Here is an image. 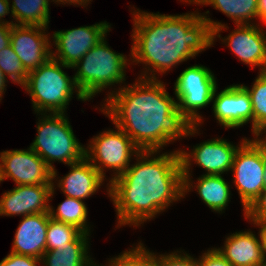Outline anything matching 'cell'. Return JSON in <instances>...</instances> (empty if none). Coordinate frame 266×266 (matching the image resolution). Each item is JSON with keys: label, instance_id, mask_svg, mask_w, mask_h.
<instances>
[{"label": "cell", "instance_id": "obj_20", "mask_svg": "<svg viewBox=\"0 0 266 266\" xmlns=\"http://www.w3.org/2000/svg\"><path fill=\"white\" fill-rule=\"evenodd\" d=\"M88 233L81 232L68 246L45 251L41 260L46 266H94L92 258L88 256Z\"/></svg>", "mask_w": 266, "mask_h": 266}, {"label": "cell", "instance_id": "obj_23", "mask_svg": "<svg viewBox=\"0 0 266 266\" xmlns=\"http://www.w3.org/2000/svg\"><path fill=\"white\" fill-rule=\"evenodd\" d=\"M196 5H211L221 11L236 25L250 24L257 18L258 0H184ZM250 21V22H249Z\"/></svg>", "mask_w": 266, "mask_h": 266}, {"label": "cell", "instance_id": "obj_19", "mask_svg": "<svg viewBox=\"0 0 266 266\" xmlns=\"http://www.w3.org/2000/svg\"><path fill=\"white\" fill-rule=\"evenodd\" d=\"M68 166L71 170L57 184L67 197L83 201L93 195L106 179L86 158Z\"/></svg>", "mask_w": 266, "mask_h": 266}, {"label": "cell", "instance_id": "obj_10", "mask_svg": "<svg viewBox=\"0 0 266 266\" xmlns=\"http://www.w3.org/2000/svg\"><path fill=\"white\" fill-rule=\"evenodd\" d=\"M238 148L226 139L215 138L197 144L190 153L179 150L183 174V196L193 188L191 173H189L192 161L204 168L207 171L206 175H221L231 171Z\"/></svg>", "mask_w": 266, "mask_h": 266}, {"label": "cell", "instance_id": "obj_27", "mask_svg": "<svg viewBox=\"0 0 266 266\" xmlns=\"http://www.w3.org/2000/svg\"><path fill=\"white\" fill-rule=\"evenodd\" d=\"M144 244L139 242L133 249L124 251L122 254L109 260V266H159L158 256L146 250Z\"/></svg>", "mask_w": 266, "mask_h": 266}, {"label": "cell", "instance_id": "obj_24", "mask_svg": "<svg viewBox=\"0 0 266 266\" xmlns=\"http://www.w3.org/2000/svg\"><path fill=\"white\" fill-rule=\"evenodd\" d=\"M66 199L60 203L56 209L50 206V217L56 221L76 226L82 232L89 234V225H87L88 211L86 204L79 199L65 196Z\"/></svg>", "mask_w": 266, "mask_h": 266}, {"label": "cell", "instance_id": "obj_34", "mask_svg": "<svg viewBox=\"0 0 266 266\" xmlns=\"http://www.w3.org/2000/svg\"><path fill=\"white\" fill-rule=\"evenodd\" d=\"M252 223L260 228L258 235L260 239L261 249H262L264 258L266 259V221L252 222Z\"/></svg>", "mask_w": 266, "mask_h": 266}, {"label": "cell", "instance_id": "obj_7", "mask_svg": "<svg viewBox=\"0 0 266 266\" xmlns=\"http://www.w3.org/2000/svg\"><path fill=\"white\" fill-rule=\"evenodd\" d=\"M216 89V78L210 69L203 65L188 67L174 85L178 110L192 125L200 126L202 117L197 111L212 102Z\"/></svg>", "mask_w": 266, "mask_h": 266}, {"label": "cell", "instance_id": "obj_1", "mask_svg": "<svg viewBox=\"0 0 266 266\" xmlns=\"http://www.w3.org/2000/svg\"><path fill=\"white\" fill-rule=\"evenodd\" d=\"M109 92L102 113L122 129L141 151H159L174 140L195 135L198 125L178 110L158 79H143ZM105 108V109H104Z\"/></svg>", "mask_w": 266, "mask_h": 266}, {"label": "cell", "instance_id": "obj_5", "mask_svg": "<svg viewBox=\"0 0 266 266\" xmlns=\"http://www.w3.org/2000/svg\"><path fill=\"white\" fill-rule=\"evenodd\" d=\"M102 38L72 68L77 69L74 80L82 96L89 100L104 88L125 81L126 55L116 53Z\"/></svg>", "mask_w": 266, "mask_h": 266}, {"label": "cell", "instance_id": "obj_22", "mask_svg": "<svg viewBox=\"0 0 266 266\" xmlns=\"http://www.w3.org/2000/svg\"><path fill=\"white\" fill-rule=\"evenodd\" d=\"M50 0H14L11 14L15 25L47 27L49 24Z\"/></svg>", "mask_w": 266, "mask_h": 266}, {"label": "cell", "instance_id": "obj_8", "mask_svg": "<svg viewBox=\"0 0 266 266\" xmlns=\"http://www.w3.org/2000/svg\"><path fill=\"white\" fill-rule=\"evenodd\" d=\"M116 128L117 131L99 133L85 148V158L104 178V168L116 171L109 183L126 171L130 166L131 156L141 151L122 129Z\"/></svg>", "mask_w": 266, "mask_h": 266}, {"label": "cell", "instance_id": "obj_9", "mask_svg": "<svg viewBox=\"0 0 266 266\" xmlns=\"http://www.w3.org/2000/svg\"><path fill=\"white\" fill-rule=\"evenodd\" d=\"M256 136V137H255ZM253 140L243 139L238 145L231 171L234 172V183L238 190L243 211L265 190L266 172L260 156V138L254 135Z\"/></svg>", "mask_w": 266, "mask_h": 266}, {"label": "cell", "instance_id": "obj_17", "mask_svg": "<svg viewBox=\"0 0 266 266\" xmlns=\"http://www.w3.org/2000/svg\"><path fill=\"white\" fill-rule=\"evenodd\" d=\"M49 218V213L24 216L16 230L11 252L41 259L46 251Z\"/></svg>", "mask_w": 266, "mask_h": 266}, {"label": "cell", "instance_id": "obj_26", "mask_svg": "<svg viewBox=\"0 0 266 266\" xmlns=\"http://www.w3.org/2000/svg\"><path fill=\"white\" fill-rule=\"evenodd\" d=\"M82 231L76 226L49 218L46 237V251L68 246Z\"/></svg>", "mask_w": 266, "mask_h": 266}, {"label": "cell", "instance_id": "obj_29", "mask_svg": "<svg viewBox=\"0 0 266 266\" xmlns=\"http://www.w3.org/2000/svg\"><path fill=\"white\" fill-rule=\"evenodd\" d=\"M158 256L159 266H199L198 260L186 253L181 255L179 251L167 255L160 254Z\"/></svg>", "mask_w": 266, "mask_h": 266}, {"label": "cell", "instance_id": "obj_16", "mask_svg": "<svg viewBox=\"0 0 266 266\" xmlns=\"http://www.w3.org/2000/svg\"><path fill=\"white\" fill-rule=\"evenodd\" d=\"M227 38L222 41L244 64L260 66V72H266V32L257 24L236 25ZM227 41V42H226Z\"/></svg>", "mask_w": 266, "mask_h": 266}, {"label": "cell", "instance_id": "obj_38", "mask_svg": "<svg viewBox=\"0 0 266 266\" xmlns=\"http://www.w3.org/2000/svg\"><path fill=\"white\" fill-rule=\"evenodd\" d=\"M260 156L263 161L264 169L266 170V142L260 139Z\"/></svg>", "mask_w": 266, "mask_h": 266}, {"label": "cell", "instance_id": "obj_32", "mask_svg": "<svg viewBox=\"0 0 266 266\" xmlns=\"http://www.w3.org/2000/svg\"><path fill=\"white\" fill-rule=\"evenodd\" d=\"M198 260L199 266H233L231 265L216 248L209 249L201 255Z\"/></svg>", "mask_w": 266, "mask_h": 266}, {"label": "cell", "instance_id": "obj_28", "mask_svg": "<svg viewBox=\"0 0 266 266\" xmlns=\"http://www.w3.org/2000/svg\"><path fill=\"white\" fill-rule=\"evenodd\" d=\"M0 69L5 77L11 78L12 82L18 83L20 86L26 83L28 72L11 44L0 51Z\"/></svg>", "mask_w": 266, "mask_h": 266}, {"label": "cell", "instance_id": "obj_13", "mask_svg": "<svg viewBox=\"0 0 266 266\" xmlns=\"http://www.w3.org/2000/svg\"><path fill=\"white\" fill-rule=\"evenodd\" d=\"M48 27L12 25L10 42L29 73L52 57V44L45 30ZM50 42V43H49Z\"/></svg>", "mask_w": 266, "mask_h": 266}, {"label": "cell", "instance_id": "obj_6", "mask_svg": "<svg viewBox=\"0 0 266 266\" xmlns=\"http://www.w3.org/2000/svg\"><path fill=\"white\" fill-rule=\"evenodd\" d=\"M38 121V134L30 145L52 170V180L57 172L52 165L53 161H60L70 165L85 158V147L76 139L70 122L65 113H41Z\"/></svg>", "mask_w": 266, "mask_h": 266}, {"label": "cell", "instance_id": "obj_2", "mask_svg": "<svg viewBox=\"0 0 266 266\" xmlns=\"http://www.w3.org/2000/svg\"><path fill=\"white\" fill-rule=\"evenodd\" d=\"M137 10L132 13L130 58L133 63L145 64L144 74L139 76L143 79H157L155 72L166 73L172 66L195 58L214 44L216 36L221 39L220 31L227 28L199 12L161 15Z\"/></svg>", "mask_w": 266, "mask_h": 266}, {"label": "cell", "instance_id": "obj_36", "mask_svg": "<svg viewBox=\"0 0 266 266\" xmlns=\"http://www.w3.org/2000/svg\"><path fill=\"white\" fill-rule=\"evenodd\" d=\"M257 18L266 24V0H258Z\"/></svg>", "mask_w": 266, "mask_h": 266}, {"label": "cell", "instance_id": "obj_37", "mask_svg": "<svg viewBox=\"0 0 266 266\" xmlns=\"http://www.w3.org/2000/svg\"><path fill=\"white\" fill-rule=\"evenodd\" d=\"M53 2H57V3H61V4H71V5H81V6H84L85 7V5L87 6L88 4L87 3H89L91 0H52Z\"/></svg>", "mask_w": 266, "mask_h": 266}, {"label": "cell", "instance_id": "obj_21", "mask_svg": "<svg viewBox=\"0 0 266 266\" xmlns=\"http://www.w3.org/2000/svg\"><path fill=\"white\" fill-rule=\"evenodd\" d=\"M197 192L203 202L215 212H221L228 206L231 198L230 185L222 175L203 174L196 184Z\"/></svg>", "mask_w": 266, "mask_h": 266}, {"label": "cell", "instance_id": "obj_39", "mask_svg": "<svg viewBox=\"0 0 266 266\" xmlns=\"http://www.w3.org/2000/svg\"><path fill=\"white\" fill-rule=\"evenodd\" d=\"M6 77H5V75L2 73V71H1V69H0V101H1V99H2V95H3V93H5L4 92V90H6Z\"/></svg>", "mask_w": 266, "mask_h": 266}, {"label": "cell", "instance_id": "obj_35", "mask_svg": "<svg viewBox=\"0 0 266 266\" xmlns=\"http://www.w3.org/2000/svg\"><path fill=\"white\" fill-rule=\"evenodd\" d=\"M10 3L11 2H9V0H0V23H7L10 25H15L13 21L9 22V21H5L4 19L2 20V18L5 15H8L11 11Z\"/></svg>", "mask_w": 266, "mask_h": 266}, {"label": "cell", "instance_id": "obj_30", "mask_svg": "<svg viewBox=\"0 0 266 266\" xmlns=\"http://www.w3.org/2000/svg\"><path fill=\"white\" fill-rule=\"evenodd\" d=\"M245 218L250 222L266 221V190L245 210Z\"/></svg>", "mask_w": 266, "mask_h": 266}, {"label": "cell", "instance_id": "obj_18", "mask_svg": "<svg viewBox=\"0 0 266 266\" xmlns=\"http://www.w3.org/2000/svg\"><path fill=\"white\" fill-rule=\"evenodd\" d=\"M224 247L216 248L233 266H261L265 258L260 239L253 232L240 231L225 239Z\"/></svg>", "mask_w": 266, "mask_h": 266}, {"label": "cell", "instance_id": "obj_11", "mask_svg": "<svg viewBox=\"0 0 266 266\" xmlns=\"http://www.w3.org/2000/svg\"><path fill=\"white\" fill-rule=\"evenodd\" d=\"M1 180L11 178L16 185H53L52 170L30 147L0 153Z\"/></svg>", "mask_w": 266, "mask_h": 266}, {"label": "cell", "instance_id": "obj_33", "mask_svg": "<svg viewBox=\"0 0 266 266\" xmlns=\"http://www.w3.org/2000/svg\"><path fill=\"white\" fill-rule=\"evenodd\" d=\"M11 30L12 25L7 23H0V51L11 44Z\"/></svg>", "mask_w": 266, "mask_h": 266}, {"label": "cell", "instance_id": "obj_15", "mask_svg": "<svg viewBox=\"0 0 266 266\" xmlns=\"http://www.w3.org/2000/svg\"><path fill=\"white\" fill-rule=\"evenodd\" d=\"M215 90L212 102L216 120L225 128H239L249 121L252 122L253 108L250 95L240 85H230L219 93Z\"/></svg>", "mask_w": 266, "mask_h": 266}, {"label": "cell", "instance_id": "obj_4", "mask_svg": "<svg viewBox=\"0 0 266 266\" xmlns=\"http://www.w3.org/2000/svg\"><path fill=\"white\" fill-rule=\"evenodd\" d=\"M62 67L72 68L51 57L28 73L26 83L22 87L31 96L37 115L44 112L65 113L74 90H77V99L87 101L79 92L74 77L70 78Z\"/></svg>", "mask_w": 266, "mask_h": 266}, {"label": "cell", "instance_id": "obj_14", "mask_svg": "<svg viewBox=\"0 0 266 266\" xmlns=\"http://www.w3.org/2000/svg\"><path fill=\"white\" fill-rule=\"evenodd\" d=\"M55 185H17L2 194L0 216L49 213L51 196Z\"/></svg>", "mask_w": 266, "mask_h": 266}, {"label": "cell", "instance_id": "obj_3", "mask_svg": "<svg viewBox=\"0 0 266 266\" xmlns=\"http://www.w3.org/2000/svg\"><path fill=\"white\" fill-rule=\"evenodd\" d=\"M159 152L140 151L137 162L107 184L118 226L137 227L184 197L179 150L155 157Z\"/></svg>", "mask_w": 266, "mask_h": 266}, {"label": "cell", "instance_id": "obj_40", "mask_svg": "<svg viewBox=\"0 0 266 266\" xmlns=\"http://www.w3.org/2000/svg\"><path fill=\"white\" fill-rule=\"evenodd\" d=\"M265 132V134H266V126H264L261 130H260V132L257 134L258 136H262V134H264V132ZM260 139L262 140V141H264V142H266V135H265V137L264 138H261L260 137Z\"/></svg>", "mask_w": 266, "mask_h": 266}, {"label": "cell", "instance_id": "obj_12", "mask_svg": "<svg viewBox=\"0 0 266 266\" xmlns=\"http://www.w3.org/2000/svg\"><path fill=\"white\" fill-rule=\"evenodd\" d=\"M110 29L109 23L100 22L91 26L55 31L52 38L56 52L52 51V58L73 67L102 38L106 37Z\"/></svg>", "mask_w": 266, "mask_h": 266}, {"label": "cell", "instance_id": "obj_31", "mask_svg": "<svg viewBox=\"0 0 266 266\" xmlns=\"http://www.w3.org/2000/svg\"><path fill=\"white\" fill-rule=\"evenodd\" d=\"M40 262L41 259L10 252L4 259H2L0 266H37Z\"/></svg>", "mask_w": 266, "mask_h": 266}, {"label": "cell", "instance_id": "obj_41", "mask_svg": "<svg viewBox=\"0 0 266 266\" xmlns=\"http://www.w3.org/2000/svg\"><path fill=\"white\" fill-rule=\"evenodd\" d=\"M261 266H266V259H265V262Z\"/></svg>", "mask_w": 266, "mask_h": 266}, {"label": "cell", "instance_id": "obj_25", "mask_svg": "<svg viewBox=\"0 0 266 266\" xmlns=\"http://www.w3.org/2000/svg\"><path fill=\"white\" fill-rule=\"evenodd\" d=\"M250 95L253 108V134L266 126V72H259L252 88L242 85Z\"/></svg>", "mask_w": 266, "mask_h": 266}]
</instances>
